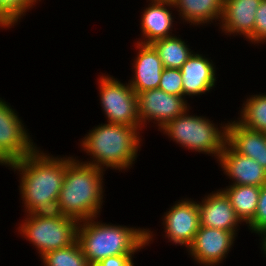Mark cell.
I'll return each instance as SVG.
<instances>
[{
    "label": "cell",
    "mask_w": 266,
    "mask_h": 266,
    "mask_svg": "<svg viewBox=\"0 0 266 266\" xmlns=\"http://www.w3.org/2000/svg\"><path fill=\"white\" fill-rule=\"evenodd\" d=\"M180 8L183 18L191 23H205L222 18L224 0H171Z\"/></svg>",
    "instance_id": "cell-20"
},
{
    "label": "cell",
    "mask_w": 266,
    "mask_h": 266,
    "mask_svg": "<svg viewBox=\"0 0 266 266\" xmlns=\"http://www.w3.org/2000/svg\"><path fill=\"white\" fill-rule=\"evenodd\" d=\"M183 78L180 69L164 68L158 89L168 94L183 96Z\"/></svg>",
    "instance_id": "cell-25"
},
{
    "label": "cell",
    "mask_w": 266,
    "mask_h": 266,
    "mask_svg": "<svg viewBox=\"0 0 266 266\" xmlns=\"http://www.w3.org/2000/svg\"><path fill=\"white\" fill-rule=\"evenodd\" d=\"M137 129L138 126L116 123L96 127L84 138L82 144L84 149L97 159L96 163L87 164L100 169L102 164L115 169L131 165L139 145Z\"/></svg>",
    "instance_id": "cell-4"
},
{
    "label": "cell",
    "mask_w": 266,
    "mask_h": 266,
    "mask_svg": "<svg viewBox=\"0 0 266 266\" xmlns=\"http://www.w3.org/2000/svg\"><path fill=\"white\" fill-rule=\"evenodd\" d=\"M154 1V2H153ZM153 4L146 8L142 18L143 35L148 38L142 44H151L153 41L165 37H170L168 31L172 25L171 13L164 5H172L171 0H152Z\"/></svg>",
    "instance_id": "cell-18"
},
{
    "label": "cell",
    "mask_w": 266,
    "mask_h": 266,
    "mask_svg": "<svg viewBox=\"0 0 266 266\" xmlns=\"http://www.w3.org/2000/svg\"><path fill=\"white\" fill-rule=\"evenodd\" d=\"M42 258L46 266H91L78 240L68 247L50 251Z\"/></svg>",
    "instance_id": "cell-23"
},
{
    "label": "cell",
    "mask_w": 266,
    "mask_h": 266,
    "mask_svg": "<svg viewBox=\"0 0 266 266\" xmlns=\"http://www.w3.org/2000/svg\"><path fill=\"white\" fill-rule=\"evenodd\" d=\"M228 197L237 218L251 223L257 211L260 187L251 185H232L223 191Z\"/></svg>",
    "instance_id": "cell-19"
},
{
    "label": "cell",
    "mask_w": 266,
    "mask_h": 266,
    "mask_svg": "<svg viewBox=\"0 0 266 266\" xmlns=\"http://www.w3.org/2000/svg\"><path fill=\"white\" fill-rule=\"evenodd\" d=\"M100 84L101 103L109 123L140 128L138 98L131 86L110 77H102Z\"/></svg>",
    "instance_id": "cell-7"
},
{
    "label": "cell",
    "mask_w": 266,
    "mask_h": 266,
    "mask_svg": "<svg viewBox=\"0 0 266 266\" xmlns=\"http://www.w3.org/2000/svg\"><path fill=\"white\" fill-rule=\"evenodd\" d=\"M36 151L9 165L22 171L20 187L29 214L53 213L71 160H56Z\"/></svg>",
    "instance_id": "cell-1"
},
{
    "label": "cell",
    "mask_w": 266,
    "mask_h": 266,
    "mask_svg": "<svg viewBox=\"0 0 266 266\" xmlns=\"http://www.w3.org/2000/svg\"><path fill=\"white\" fill-rule=\"evenodd\" d=\"M263 234H264V237H265V238H264V242H263V243H264V244H263V247H264L263 249H264V251H265V253H266V236H265V235H266V231H265Z\"/></svg>",
    "instance_id": "cell-29"
},
{
    "label": "cell",
    "mask_w": 266,
    "mask_h": 266,
    "mask_svg": "<svg viewBox=\"0 0 266 266\" xmlns=\"http://www.w3.org/2000/svg\"><path fill=\"white\" fill-rule=\"evenodd\" d=\"M220 164L227 175L234 178L233 185L262 187L266 184V170L256 161L237 153L225 145L220 153Z\"/></svg>",
    "instance_id": "cell-12"
},
{
    "label": "cell",
    "mask_w": 266,
    "mask_h": 266,
    "mask_svg": "<svg viewBox=\"0 0 266 266\" xmlns=\"http://www.w3.org/2000/svg\"><path fill=\"white\" fill-rule=\"evenodd\" d=\"M227 145L237 153L256 160L266 170V133L243 127L238 122L226 125Z\"/></svg>",
    "instance_id": "cell-15"
},
{
    "label": "cell",
    "mask_w": 266,
    "mask_h": 266,
    "mask_svg": "<svg viewBox=\"0 0 266 266\" xmlns=\"http://www.w3.org/2000/svg\"><path fill=\"white\" fill-rule=\"evenodd\" d=\"M183 78V96L209 91L215 83V71L209 60L192 54L180 68Z\"/></svg>",
    "instance_id": "cell-17"
},
{
    "label": "cell",
    "mask_w": 266,
    "mask_h": 266,
    "mask_svg": "<svg viewBox=\"0 0 266 266\" xmlns=\"http://www.w3.org/2000/svg\"><path fill=\"white\" fill-rule=\"evenodd\" d=\"M168 94L160 89H152L137 94L139 121L156 119L159 126L163 128L169 121L186 113L187 106L182 98Z\"/></svg>",
    "instance_id": "cell-9"
},
{
    "label": "cell",
    "mask_w": 266,
    "mask_h": 266,
    "mask_svg": "<svg viewBox=\"0 0 266 266\" xmlns=\"http://www.w3.org/2000/svg\"><path fill=\"white\" fill-rule=\"evenodd\" d=\"M33 2L36 0H0V19L7 26L14 24Z\"/></svg>",
    "instance_id": "cell-24"
},
{
    "label": "cell",
    "mask_w": 266,
    "mask_h": 266,
    "mask_svg": "<svg viewBox=\"0 0 266 266\" xmlns=\"http://www.w3.org/2000/svg\"><path fill=\"white\" fill-rule=\"evenodd\" d=\"M0 163L7 164L1 157H0Z\"/></svg>",
    "instance_id": "cell-31"
},
{
    "label": "cell",
    "mask_w": 266,
    "mask_h": 266,
    "mask_svg": "<svg viewBox=\"0 0 266 266\" xmlns=\"http://www.w3.org/2000/svg\"><path fill=\"white\" fill-rule=\"evenodd\" d=\"M224 128L220 133L210 121L183 113L169 121L162 129L183 147L217 154L220 157L227 145V127Z\"/></svg>",
    "instance_id": "cell-6"
},
{
    "label": "cell",
    "mask_w": 266,
    "mask_h": 266,
    "mask_svg": "<svg viewBox=\"0 0 266 266\" xmlns=\"http://www.w3.org/2000/svg\"><path fill=\"white\" fill-rule=\"evenodd\" d=\"M200 212V226L235 232L240 220L223 191L214 193L198 204Z\"/></svg>",
    "instance_id": "cell-13"
},
{
    "label": "cell",
    "mask_w": 266,
    "mask_h": 266,
    "mask_svg": "<svg viewBox=\"0 0 266 266\" xmlns=\"http://www.w3.org/2000/svg\"><path fill=\"white\" fill-rule=\"evenodd\" d=\"M165 226L171 241L189 247L200 227L198 204L187 200L177 203L166 214Z\"/></svg>",
    "instance_id": "cell-11"
},
{
    "label": "cell",
    "mask_w": 266,
    "mask_h": 266,
    "mask_svg": "<svg viewBox=\"0 0 266 266\" xmlns=\"http://www.w3.org/2000/svg\"><path fill=\"white\" fill-rule=\"evenodd\" d=\"M74 161L67 164L55 212L80 222L92 221L101 205L102 168Z\"/></svg>",
    "instance_id": "cell-2"
},
{
    "label": "cell",
    "mask_w": 266,
    "mask_h": 266,
    "mask_svg": "<svg viewBox=\"0 0 266 266\" xmlns=\"http://www.w3.org/2000/svg\"><path fill=\"white\" fill-rule=\"evenodd\" d=\"M239 124L243 127L266 133V95H256L246 101Z\"/></svg>",
    "instance_id": "cell-22"
},
{
    "label": "cell",
    "mask_w": 266,
    "mask_h": 266,
    "mask_svg": "<svg viewBox=\"0 0 266 266\" xmlns=\"http://www.w3.org/2000/svg\"><path fill=\"white\" fill-rule=\"evenodd\" d=\"M262 0H224V31L239 33L254 41L255 13Z\"/></svg>",
    "instance_id": "cell-16"
},
{
    "label": "cell",
    "mask_w": 266,
    "mask_h": 266,
    "mask_svg": "<svg viewBox=\"0 0 266 266\" xmlns=\"http://www.w3.org/2000/svg\"><path fill=\"white\" fill-rule=\"evenodd\" d=\"M93 266H134L131 255H114L102 259Z\"/></svg>",
    "instance_id": "cell-28"
},
{
    "label": "cell",
    "mask_w": 266,
    "mask_h": 266,
    "mask_svg": "<svg viewBox=\"0 0 266 266\" xmlns=\"http://www.w3.org/2000/svg\"><path fill=\"white\" fill-rule=\"evenodd\" d=\"M0 25L3 26V27H4V26H5V27H8V26H7V25H6L1 19H0Z\"/></svg>",
    "instance_id": "cell-30"
},
{
    "label": "cell",
    "mask_w": 266,
    "mask_h": 266,
    "mask_svg": "<svg viewBox=\"0 0 266 266\" xmlns=\"http://www.w3.org/2000/svg\"><path fill=\"white\" fill-rule=\"evenodd\" d=\"M20 228L41 255L68 247L77 240L78 221L60 213H32Z\"/></svg>",
    "instance_id": "cell-5"
},
{
    "label": "cell",
    "mask_w": 266,
    "mask_h": 266,
    "mask_svg": "<svg viewBox=\"0 0 266 266\" xmlns=\"http://www.w3.org/2000/svg\"><path fill=\"white\" fill-rule=\"evenodd\" d=\"M249 226L256 233L263 234L266 231V184L260 187L257 211Z\"/></svg>",
    "instance_id": "cell-26"
},
{
    "label": "cell",
    "mask_w": 266,
    "mask_h": 266,
    "mask_svg": "<svg viewBox=\"0 0 266 266\" xmlns=\"http://www.w3.org/2000/svg\"><path fill=\"white\" fill-rule=\"evenodd\" d=\"M87 223V224H86ZM77 229V240L84 256L93 266L102 259L114 255H132L151 238L146 230L92 223H83Z\"/></svg>",
    "instance_id": "cell-3"
},
{
    "label": "cell",
    "mask_w": 266,
    "mask_h": 266,
    "mask_svg": "<svg viewBox=\"0 0 266 266\" xmlns=\"http://www.w3.org/2000/svg\"><path fill=\"white\" fill-rule=\"evenodd\" d=\"M22 125L14 111L0 100V157L7 165L35 150Z\"/></svg>",
    "instance_id": "cell-8"
},
{
    "label": "cell",
    "mask_w": 266,
    "mask_h": 266,
    "mask_svg": "<svg viewBox=\"0 0 266 266\" xmlns=\"http://www.w3.org/2000/svg\"><path fill=\"white\" fill-rule=\"evenodd\" d=\"M234 234L227 230L200 226L189 246L191 255L199 263L215 265L225 257L233 243Z\"/></svg>",
    "instance_id": "cell-10"
},
{
    "label": "cell",
    "mask_w": 266,
    "mask_h": 266,
    "mask_svg": "<svg viewBox=\"0 0 266 266\" xmlns=\"http://www.w3.org/2000/svg\"><path fill=\"white\" fill-rule=\"evenodd\" d=\"M162 61L164 68L180 69L192 55L185 42L177 37H165L151 43Z\"/></svg>",
    "instance_id": "cell-21"
},
{
    "label": "cell",
    "mask_w": 266,
    "mask_h": 266,
    "mask_svg": "<svg viewBox=\"0 0 266 266\" xmlns=\"http://www.w3.org/2000/svg\"><path fill=\"white\" fill-rule=\"evenodd\" d=\"M266 39V0H262L255 13L254 41Z\"/></svg>",
    "instance_id": "cell-27"
},
{
    "label": "cell",
    "mask_w": 266,
    "mask_h": 266,
    "mask_svg": "<svg viewBox=\"0 0 266 266\" xmlns=\"http://www.w3.org/2000/svg\"><path fill=\"white\" fill-rule=\"evenodd\" d=\"M140 52L135 61V79L130 86L136 94L158 89L163 72L162 61L151 44H138Z\"/></svg>",
    "instance_id": "cell-14"
}]
</instances>
